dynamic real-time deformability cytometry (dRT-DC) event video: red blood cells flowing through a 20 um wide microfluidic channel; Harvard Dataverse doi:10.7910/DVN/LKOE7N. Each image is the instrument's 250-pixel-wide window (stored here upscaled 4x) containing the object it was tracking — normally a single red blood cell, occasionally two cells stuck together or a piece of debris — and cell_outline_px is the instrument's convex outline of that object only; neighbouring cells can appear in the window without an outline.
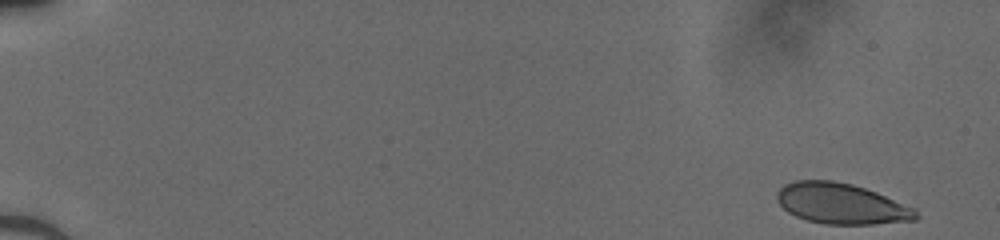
{"species": "human", "species_latin": "Homo sapiens", "temperature_condition": "cold", "stored_images_in_passage": 49, "camera_frame_rate_fps": 3000, "um_per_image_px": 0.085, "donor": {"sex": "male"}, "frame": {"image": 1, "passage_image": 1, "time_ms": 0.0, "image_size_px": [1000, 240], "cell_outline_px": [[920, 216], [916, 220], [872, 224], [824, 224], [808, 220], [796, 216], [788, 212], [776, 200], [776, 196], [780, 188], [784, 184], [796, 180], [832, 180], [852, 184], [876, 192], [916, 208]], "centroid_in_image_um": [71.53, 17.31], "position_along_channel_um": 13.5, "area_um2": 33.0}}
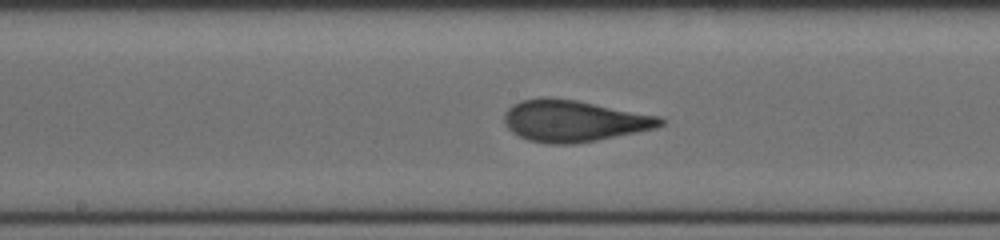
{"frame": {"image": 2, "passage_image": 27, "time_ms": 8.667, "image_size_px": [1000, 240], "cell_outline_px": [[664, 124], [656, 128], [596, 140], [572, 144], [548, 144], [528, 140], [512, 132], [504, 124], [504, 112], [512, 104], [520, 100], [540, 96], [544, 96], [576, 100], [660, 116], [664, 120]], "centroid_in_image_um": [48.73, 10.26], "position_along_channel_um": 199.5, "area_um2": 37.92}}
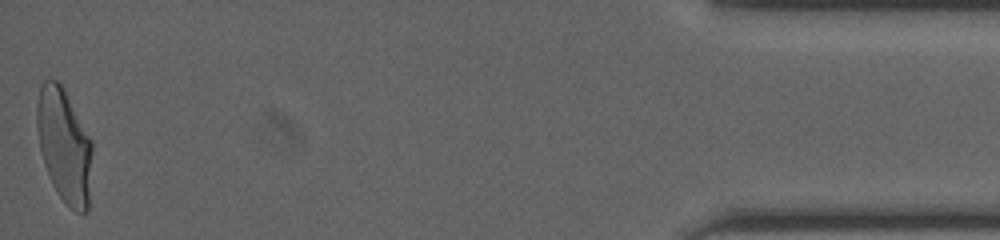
{"frame": {"image": 3, "passage_image": 49, "time_ms": 16.0, "image_size_px": [1000, 240], "cell_outline_px": [[92, 152], [88, 212], [76, 212], [56, 192], [52, 184], [44, 164], [40, 148], [36, 128], [36, 108], [40, 88], [44, 80], [56, 80], [64, 88], [92, 140]], "centroid_in_image_um": [5.46, 12.36], "position_along_channel_um": 429.7, "area_um2": 36.7}}